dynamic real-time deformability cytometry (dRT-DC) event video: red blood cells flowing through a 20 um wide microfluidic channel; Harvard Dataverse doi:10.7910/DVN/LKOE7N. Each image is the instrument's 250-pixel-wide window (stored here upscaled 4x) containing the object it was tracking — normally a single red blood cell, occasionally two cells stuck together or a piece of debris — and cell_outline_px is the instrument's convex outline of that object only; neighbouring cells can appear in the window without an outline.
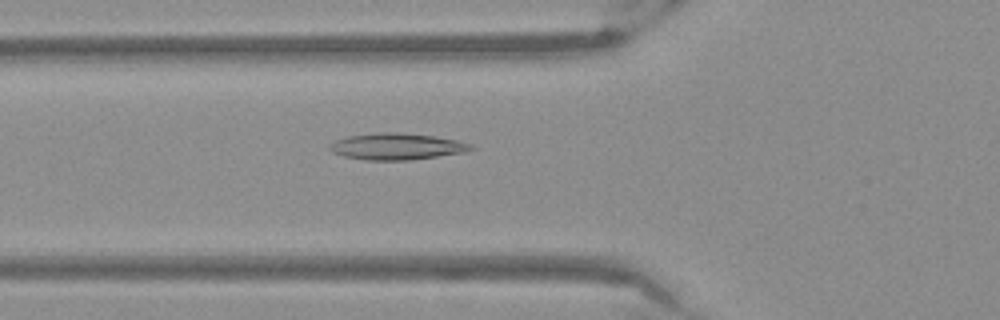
{"species": "Egyptian fruit bat (a non-hibernating species)", "species_latin": "Rousettus aegyptiacus", "temperature_condition": "warm", "stored_images_in_passage": 46, "camera_frame_rate_fps": 3000, "um_per_image_px": 0.085, "frame": {"image": 1, "passage_image": 13, "time_ms": 4.0, "image_size_px": [1000, 320], "cell_outline_px": [[476, 148], [464, 152], [412, 160], [368, 160], [344, 156], [332, 152], [328, 148], [336, 140], [348, 136], [376, 132], [396, 132], [432, 136], [456, 140], [472, 144]], "centroid_in_image_um": [33.73, 12.45], "position_along_channel_um": 92.1, "area_um2": 21.68}}
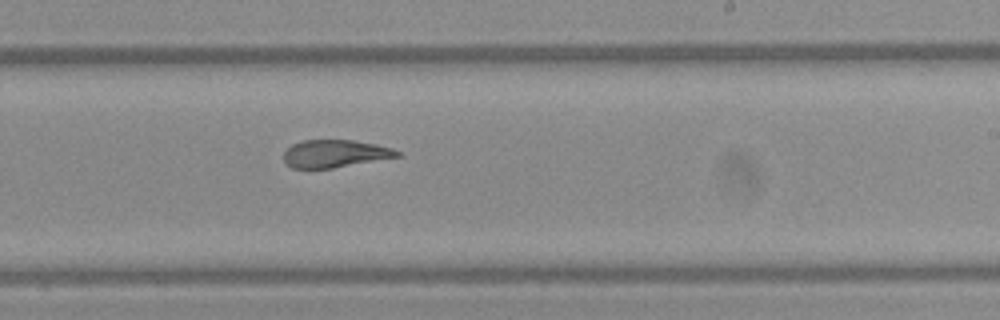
{"frame": {"image": 2, "passage_image": 26, "time_ms": 8.333, "image_size_px": [1000, 320], "cell_outline_px": [[400, 156], [332, 168], [292, 168], [284, 160], [284, 152], [292, 144], [300, 140], [352, 140], [376, 144], [392, 148], [400, 152]], "centroid_in_image_um": [28.46, 13.05], "position_along_channel_um": 260.5, "area_um2": 18.09}}
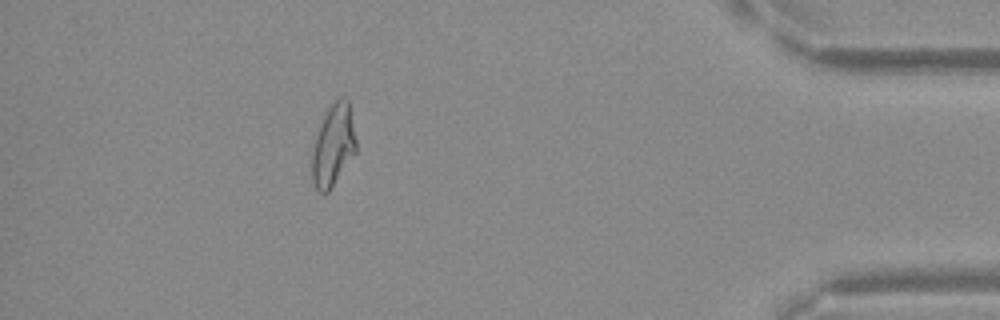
{"frame": {"image": 3, "passage_image": 41, "time_ms": 13.333, "image_size_px": [1000, 320], "cell_outline_px": [[356, 152], [328, 192], [320, 192], [316, 188], [312, 180], [312, 152], [316, 136], [324, 112], [336, 100], [348, 100], [356, 140]], "centroid_in_image_um": [28.31, 12.37], "position_along_channel_um": 406.9, "area_um2": 20.58}}